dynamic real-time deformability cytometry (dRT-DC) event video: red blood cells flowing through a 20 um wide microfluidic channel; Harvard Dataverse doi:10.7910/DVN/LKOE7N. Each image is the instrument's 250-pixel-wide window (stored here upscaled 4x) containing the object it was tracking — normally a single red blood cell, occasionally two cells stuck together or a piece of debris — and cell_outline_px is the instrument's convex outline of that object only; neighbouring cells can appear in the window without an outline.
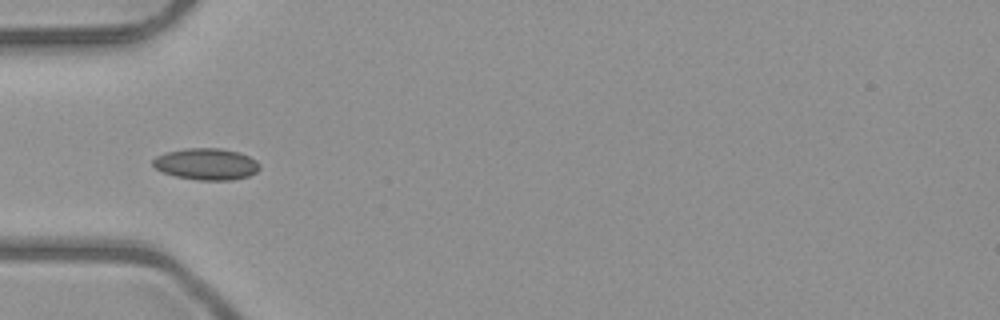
{"species": "common noctule bat (a hibernating species)", "species_latin": "Nyctalus noctula", "temperature_condition": "room temperature", "stored_images_in_passage": 12, "camera_frame_rate_fps": 3000, "um_per_image_px": 0.085, "animal": {"sex": "male", "body_mass_g": 23.1, "forearm_length_mm": 52.7}, "frame": {"image": 1, "passage_image": 3, "time_ms": 0.667, "image_size_px": [1000, 320], "cell_outline_px": [[260, 168], [256, 172], [248, 176], [232, 180], [196, 180], [176, 176], [164, 172], [156, 168], [152, 164], [152, 160], [156, 156], [168, 152], [184, 148], [220, 148], [236, 152], [248, 156], [256, 160], [260, 164]], "centroid_in_image_um": [17.54, 13.95], "position_along_channel_um": 67.5, "area_um2": 19.54}}